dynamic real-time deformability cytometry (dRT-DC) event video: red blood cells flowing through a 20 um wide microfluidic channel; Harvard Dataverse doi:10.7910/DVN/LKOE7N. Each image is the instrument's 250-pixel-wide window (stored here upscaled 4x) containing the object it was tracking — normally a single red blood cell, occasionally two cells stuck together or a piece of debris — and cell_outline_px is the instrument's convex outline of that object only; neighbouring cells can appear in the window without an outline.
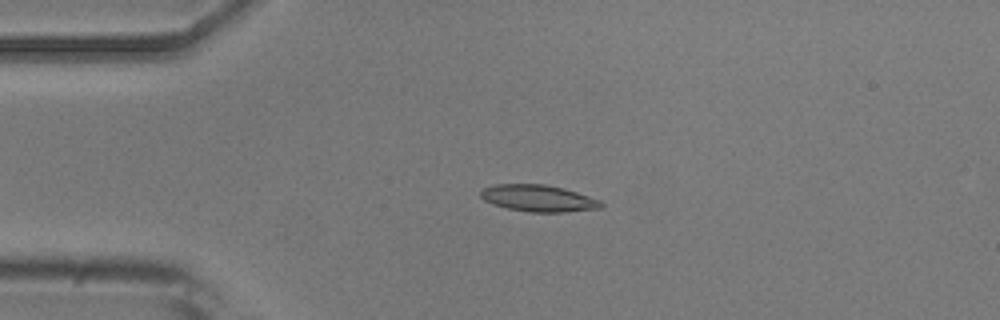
{"species": "common noctule bat (a hibernating species)", "species_latin": "Nyctalus noctula", "temperature_condition": "room temperature", "stored_images_in_passage": 4, "camera_frame_rate_fps": 3000, "um_per_image_px": 0.085, "animal": {"sex": "male", "body_mass_g": 20.5, "forearm_length_mm": 52.5}, "frame": {"image": 1, "passage_image": 3, "time_ms": 3.333, "image_size_px": [1000, 320], "cell_outline_px": [[604, 208], [564, 212], [528, 212], [508, 208], [492, 204], [484, 200], [480, 196], [480, 192], [484, 188], [496, 184], [544, 184], [564, 188], [600, 200], [604, 204]], "centroid_in_image_um": [45.78, 16.86], "position_along_channel_um": 39.2, "area_um2": 18.79}}